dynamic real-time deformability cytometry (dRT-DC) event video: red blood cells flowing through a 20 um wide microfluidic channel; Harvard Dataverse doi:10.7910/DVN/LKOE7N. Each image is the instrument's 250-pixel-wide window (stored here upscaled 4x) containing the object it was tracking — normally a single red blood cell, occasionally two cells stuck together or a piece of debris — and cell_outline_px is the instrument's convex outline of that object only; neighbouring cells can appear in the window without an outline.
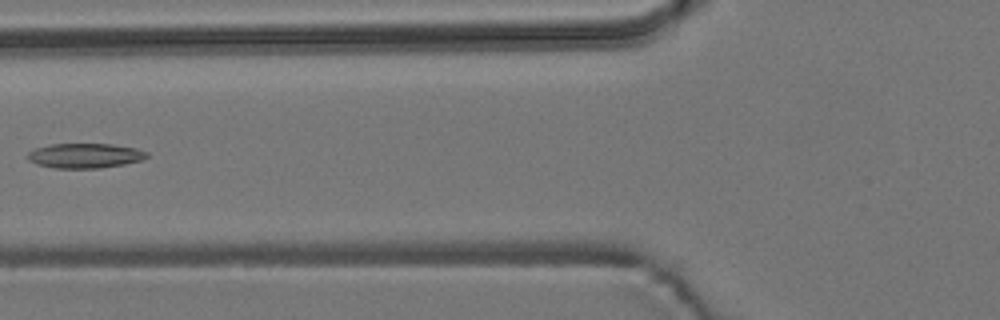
{"species": "common noctule bat (a hibernating species)", "species_latin": "Nyctalus noctula", "temperature_condition": "room temperature", "stored_images_in_passage": 6, "camera_frame_rate_fps": 3000, "um_per_image_px": 0.085, "animal": {"sex": "male", "body_mass_g": 19.2, "forearm_length_mm": 51.8}, "frame": {"image": 1, "passage_image": 5, "time_ms": 5.667, "image_size_px": [1000, 320], "cell_outline_px": [[148, 156], [144, 160], [124, 164], [100, 168], [56, 168], [36, 164], [28, 160], [28, 152], [36, 148], [48, 144], [112, 144], [136, 148], [148, 152]], "centroid_in_image_um": [7.24, 13.23], "position_along_channel_um": 118.6, "area_um2": 17.28}}
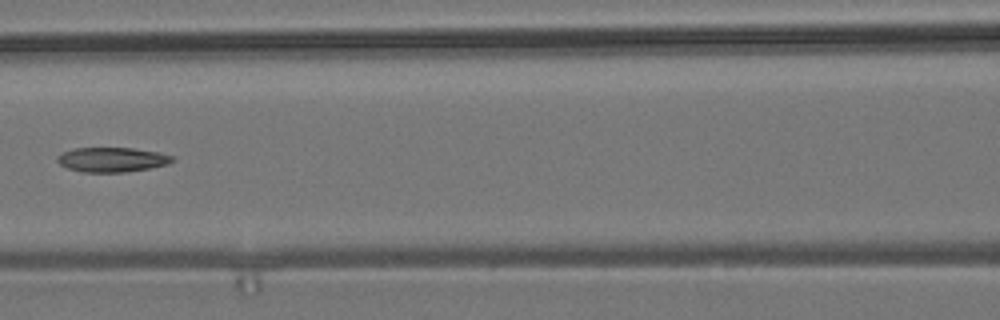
{"frame": {"image": 2, "passage_image": 6, "time_ms": 6.667, "image_size_px": [1000, 320], "cell_outline_px": [[176, 160], [168, 164], [148, 168], [124, 172], [84, 172], [68, 168], [60, 164], [56, 160], [56, 156], [72, 148], [132, 148], [160, 152], [172, 156]], "centroid_in_image_um": [9.52, 13.56], "position_along_channel_um": 157.1, "area_um2": 16.47}}